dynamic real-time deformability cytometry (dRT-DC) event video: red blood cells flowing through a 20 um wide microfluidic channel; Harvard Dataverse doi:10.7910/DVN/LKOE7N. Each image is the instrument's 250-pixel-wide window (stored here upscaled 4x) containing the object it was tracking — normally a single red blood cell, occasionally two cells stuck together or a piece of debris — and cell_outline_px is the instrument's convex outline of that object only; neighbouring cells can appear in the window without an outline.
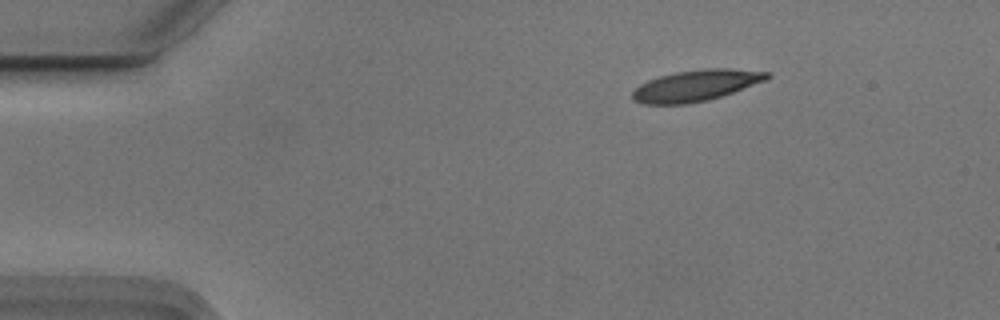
{"species": "Egyptian fruit bat (a non-hibernating species)", "species_latin": "Rousettus aegyptiacus", "temperature_condition": "cold", "stored_images_in_passage": 47, "camera_frame_rate_fps": 3000, "um_per_image_px": 0.085, "animal": {"sex": "male"}, "frame": {"image": 1, "passage_image": 1, "time_ms": 0.0, "image_size_px": [1000, 320], "cell_outline_px": [[772, 76], [768, 80], [708, 100], [688, 104], [644, 104], [632, 100], [632, 92], [640, 84], [648, 80], [660, 76], [676, 72], [704, 68], [728, 68], [772, 72]], "centroid_in_image_um": [59.19, 7.26], "position_along_channel_um": 25.8, "area_um2": 24.57}}
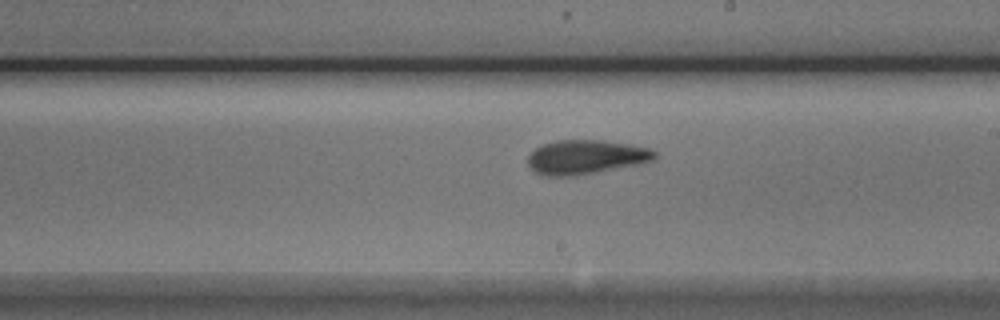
{"frame": {"image": 2, "passage_image": 24, "time_ms": 7.667, "image_size_px": [1000, 320], "cell_outline_px": [[656, 156], [652, 160], [640, 164], [576, 176], [548, 176], [536, 172], [528, 164], [528, 156], [536, 148], [544, 144], [556, 140], [604, 140], [628, 144], [648, 148], [656, 152]], "centroid_in_image_um": [49.8, 13.35], "position_along_channel_um": 239.2, "area_um2": 25.14}}
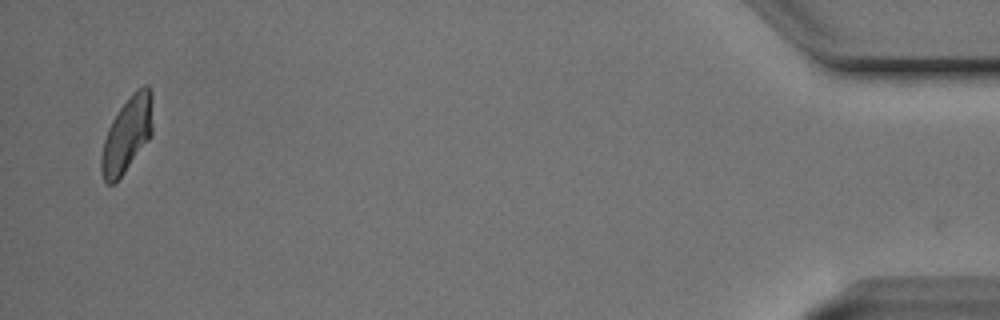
{"frame": {"image": 3, "passage_image": 46, "time_ms": 15.0, "image_size_px": [1000, 320], "cell_outline_px": [[152, 136], [124, 172], [112, 184], [108, 184], [104, 180], [100, 168], [100, 156], [104, 140], [108, 128], [112, 120], [120, 108], [132, 92], [136, 88], [144, 84], [148, 84], [152, 92]], "centroid_in_image_um": [10.81, 11.39], "position_along_channel_um": 424.4, "area_um2": 22.66}, "authors_computed_cell_mechanics": {"area_um2": 24.5072, "velocity_mm_per_s": 3.7074, "shape_relaxation_time_tau1_ms": 4.0016, "shape_relaxation_time_tau2_ms": 2.6044, "deformation_change_tau1": 0.1621, "deformation_change_tau2": 0.1091}}